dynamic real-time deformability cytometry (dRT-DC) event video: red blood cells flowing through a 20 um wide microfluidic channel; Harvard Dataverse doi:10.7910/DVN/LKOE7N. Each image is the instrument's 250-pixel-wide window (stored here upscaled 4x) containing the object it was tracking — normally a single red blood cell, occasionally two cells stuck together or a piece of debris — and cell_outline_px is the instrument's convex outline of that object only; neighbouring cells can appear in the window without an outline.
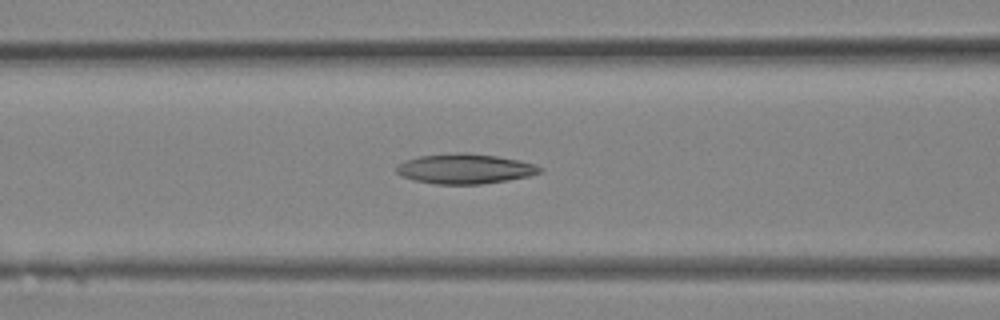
{"species": "Egyptian fruit bat (a non-hibernating species)", "species_latin": "Rousettus aegyptiacus", "temperature_condition": "room temperature", "stored_images_in_passage": 14, "camera_frame_rate_fps": 3000, "um_per_image_px": 0.085, "animal": {"sex": "female"}, "frame": {"image": 1, "passage_image": 8, "time_ms": 2.333, "image_size_px": [1000, 320], "cell_outline_px": [[544, 168], [540, 172], [528, 176], [508, 180], [480, 184], [436, 184], [412, 180], [396, 172], [396, 164], [404, 160], [420, 156], [460, 152], [464, 152], [496, 156], [520, 160], [536, 164]], "centroid_in_image_um": [39.51, 14.34], "position_along_channel_um": 127.1, "area_um2": 25.09}}
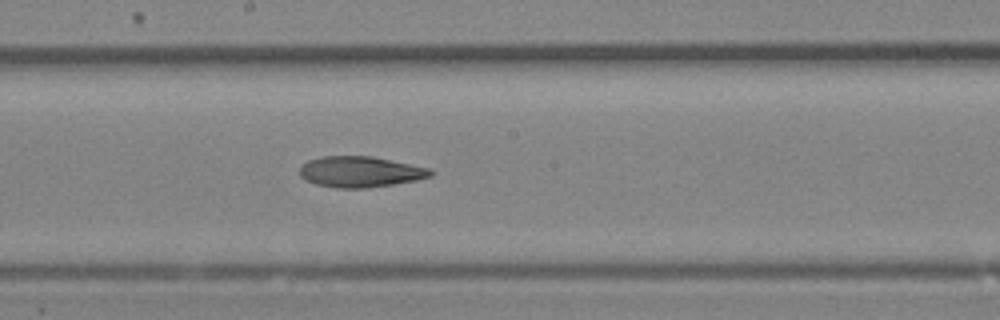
{"frame": {"image": 2, "passage_image": 12, "time_ms": 3.667, "image_size_px": [1000, 320], "cell_outline_px": [[432, 176], [416, 180], [392, 184], [364, 188], [336, 188], [316, 184], [304, 180], [300, 176], [300, 164], [308, 160], [320, 156], [372, 156], [428, 168], [432, 172]], "centroid_in_image_um": [30.55, 14.6], "position_along_channel_um": 217.7, "area_um2": 23.47}}
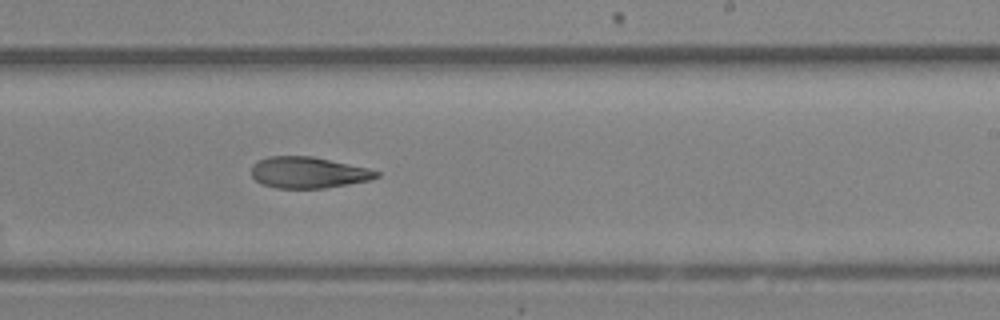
{"frame": {"image": 3, "passage_image": 14, "time_ms": 4.333, "image_size_px": [1000, 320], "cell_outline_px": [[380, 176], [372, 180], [324, 188], [276, 188], [264, 184], [256, 180], [252, 176], [252, 164], [268, 156], [312, 156], [368, 168], [380, 172]], "centroid_in_image_um": [26.23, 14.66], "position_along_channel_um": 262.8, "area_um2": 22.72}}